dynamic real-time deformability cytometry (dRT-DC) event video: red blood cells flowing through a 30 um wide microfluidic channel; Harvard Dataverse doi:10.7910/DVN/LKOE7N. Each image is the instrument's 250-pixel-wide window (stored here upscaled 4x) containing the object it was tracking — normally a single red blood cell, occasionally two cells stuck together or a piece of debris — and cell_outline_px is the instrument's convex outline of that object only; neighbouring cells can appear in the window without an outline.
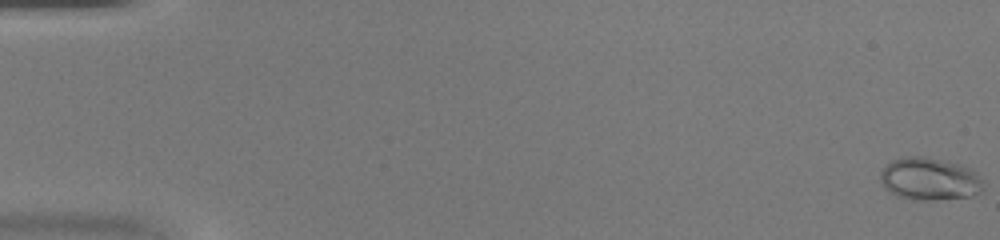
{"species": "common noctule bat (a hibernating species)", "species_latin": "Nyctalus noctula", "temperature_condition": "warm", "stored_images_in_passage": 47, "camera_frame_rate_fps": 3000, "um_per_image_px": 0.085, "animal": {"sex": "female", "body_mass_g": 20.0, "forearm_length_mm": 54.0}, "frame": {"image": 1, "passage_image": 1, "time_ms": 0.0, "image_size_px": [1000, 240], "cell_outline_px": [[984, 188], [980, 192], [972, 196], [932, 200], [908, 200], [896, 196], [884, 188], [880, 180], [880, 172], [892, 160], [908, 156], [924, 156], [956, 164], [968, 168], [976, 172], [984, 180]], "centroid_in_image_um": [79.01, 15.24], "position_along_channel_um": 6.0, "area_um2": 25.66}}
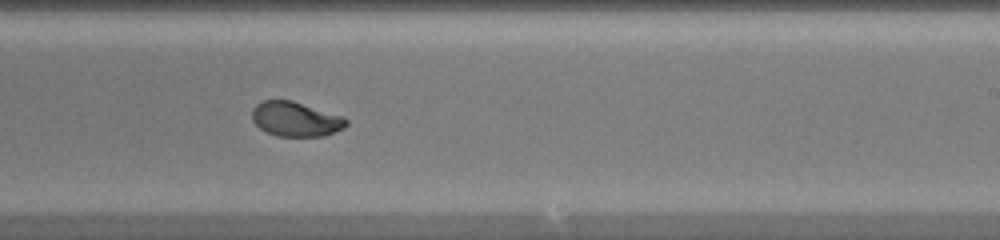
{"frame": {"image": 2, "passage_image": 30, "time_ms": 9.667, "image_size_px": [1000, 240], "cell_outline_px": [[348, 124], [344, 128], [324, 136], [276, 136], [260, 128], [252, 120], [252, 108], [256, 104], [264, 100], [292, 100], [344, 116], [348, 120]], "centroid_in_image_um": [25.15, 10.12], "position_along_channel_um": 263.9, "area_um2": 19.13}}
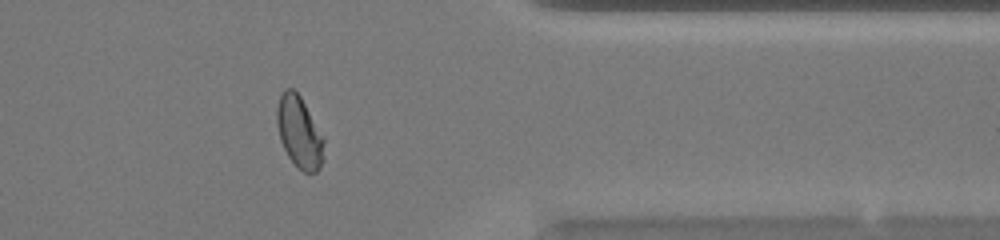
{"frame": {"image": 3, "passage_image": 39, "time_ms": 12.667, "image_size_px": [1000, 240], "cell_outline_px": [[324, 160], [320, 168], [316, 172], [304, 172], [296, 168], [288, 156], [280, 140], [276, 120], [276, 108], [280, 96], [284, 88], [292, 88], [300, 96], [324, 136]], "centroid_in_image_um": [25.45, 11.26], "position_along_channel_um": 385.9, "area_um2": 19.94}}